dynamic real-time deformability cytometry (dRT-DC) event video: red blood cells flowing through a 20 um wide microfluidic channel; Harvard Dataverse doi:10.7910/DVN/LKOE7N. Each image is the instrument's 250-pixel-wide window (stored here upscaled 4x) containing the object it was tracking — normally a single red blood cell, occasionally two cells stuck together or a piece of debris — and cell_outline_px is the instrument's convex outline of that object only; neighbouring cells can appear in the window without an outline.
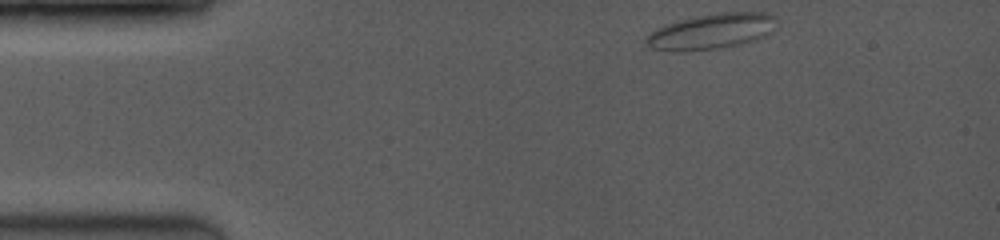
{"species": "common noctule bat (a hibernating species)", "species_latin": "Nyctalus noctula", "temperature_condition": "room temperature", "stored_images_in_passage": 3, "camera_frame_rate_fps": 3500, "um_per_image_px": 0.085, "animal": {"sex": "female", "body_mass_g": 19.0, "forearm_length_mm": 53.3}, "frame": {"image": 1, "passage_image": 1, "time_ms": 0.0, "image_size_px": [1000, 240], "cell_outline_px": [[776, 28], [772, 32], [756, 40], [740, 44], [720, 48], [688, 52], [668, 52], [648, 48], [644, 44], [644, 40], [656, 28], [680, 20], [720, 12], [768, 12], [776, 16]], "centroid_in_image_um": [60.47, 2.69], "position_along_channel_um": 24.5, "area_um2": 27.46}}